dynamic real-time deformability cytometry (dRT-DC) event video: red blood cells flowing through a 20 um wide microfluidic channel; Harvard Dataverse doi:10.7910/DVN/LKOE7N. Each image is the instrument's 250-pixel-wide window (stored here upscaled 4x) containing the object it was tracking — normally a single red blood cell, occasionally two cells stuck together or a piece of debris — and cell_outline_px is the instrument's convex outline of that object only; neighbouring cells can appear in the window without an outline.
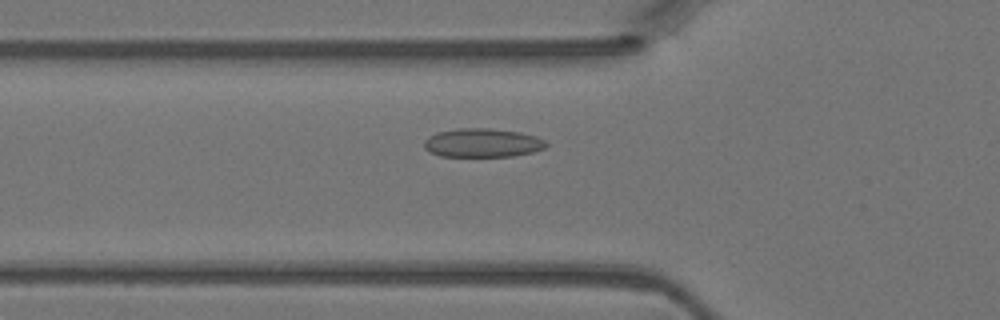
{"species": "Egyptian fruit bat (a non-hibernating species)", "species_latin": "Rousettus aegyptiacus", "temperature_condition": "warm", "stored_images_in_passage": 46, "camera_frame_rate_fps": 3000, "um_per_image_px": 0.085, "animal": {"sex": "female"}, "frame": {"image": 1, "passage_image": 16, "time_ms": 5.0, "image_size_px": [1000, 320], "cell_outline_px": [[548, 144], [544, 148], [532, 152], [512, 156], [440, 156], [428, 152], [424, 148], [424, 140], [436, 132], [460, 128], [488, 128], [520, 132], [536, 136], [544, 140]], "centroid_in_image_um": [40.98, 12.14], "position_along_channel_um": 84.8, "area_um2": 20.46}}
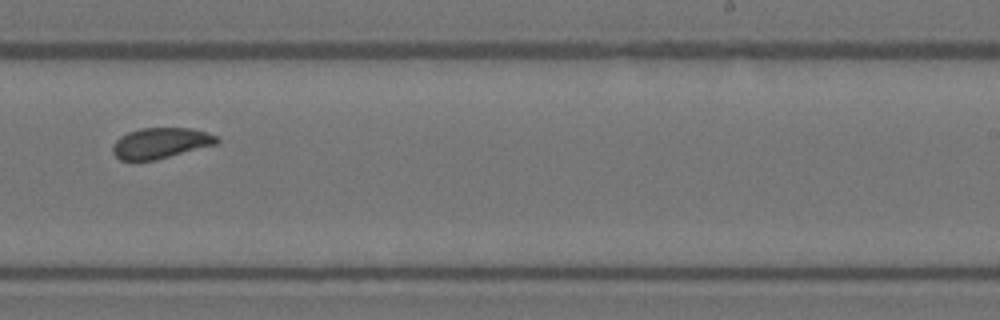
{"frame": {"image": 2, "passage_image": 29, "time_ms": 9.333, "image_size_px": [1000, 320], "cell_outline_px": [[220, 140], [216, 144], [156, 160], [120, 160], [112, 152], [112, 148], [116, 140], [120, 136], [128, 132], [140, 128], [192, 128], [208, 132], [216, 136]], "centroid_in_image_um": [13.65, 12.15], "position_along_channel_um": 275.3, "area_um2": 18.61}}
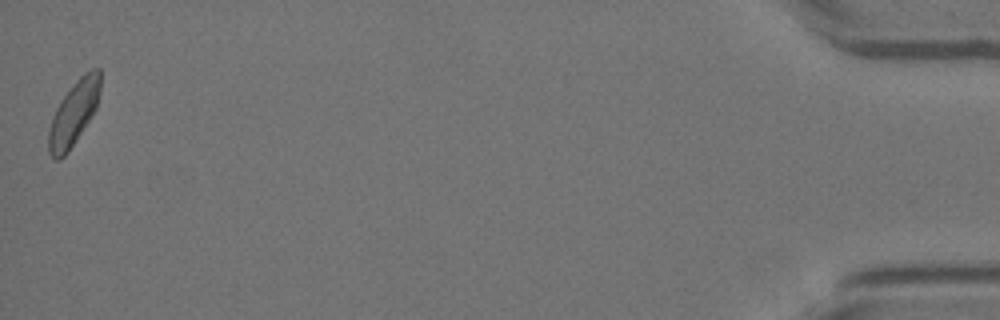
{"frame": {"image": 3, "passage_image": 46, "time_ms": 15.0, "image_size_px": [1000, 320], "cell_outline_px": [[100, 92], [96, 108], [68, 152], [60, 160], [56, 160], [48, 152], [48, 132], [52, 116], [60, 100], [76, 80], [84, 72], [92, 68], [100, 68]], "centroid_in_image_um": [6.25, 9.6], "position_along_channel_um": 428.9, "area_um2": 19.25}}